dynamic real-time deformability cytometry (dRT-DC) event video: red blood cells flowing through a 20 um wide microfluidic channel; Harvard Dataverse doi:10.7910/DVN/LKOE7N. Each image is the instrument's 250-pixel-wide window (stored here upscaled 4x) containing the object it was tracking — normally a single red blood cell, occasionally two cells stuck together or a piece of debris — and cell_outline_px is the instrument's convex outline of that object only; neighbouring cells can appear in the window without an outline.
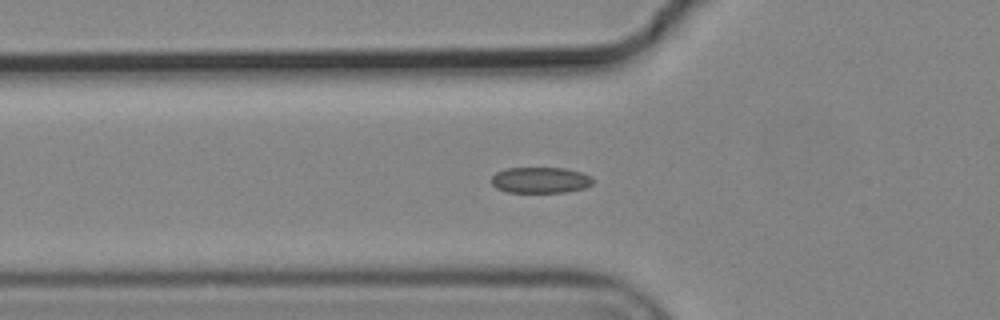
{"species": "common noctule bat (a hibernating species)", "species_latin": "Nyctalus noctula", "temperature_condition": "cold", "stored_images_in_passage": 5, "camera_frame_rate_fps": 3000, "um_per_image_px": 0.085, "animal": {"sex": "male", "body_mass_g": 19.2, "forearm_length_mm": 51.8}, "frame": {"image": 1, "passage_image": 5, "time_ms": 1.333, "image_size_px": [1000, 320], "cell_outline_px": [[592, 184], [584, 188], [564, 192], [508, 192], [496, 188], [492, 184], [492, 176], [496, 172], [504, 168], [564, 168], [580, 172], [592, 176]], "centroid_in_image_um": [45.91, 15.3], "position_along_channel_um": 79.9, "area_um2": 15.32}}